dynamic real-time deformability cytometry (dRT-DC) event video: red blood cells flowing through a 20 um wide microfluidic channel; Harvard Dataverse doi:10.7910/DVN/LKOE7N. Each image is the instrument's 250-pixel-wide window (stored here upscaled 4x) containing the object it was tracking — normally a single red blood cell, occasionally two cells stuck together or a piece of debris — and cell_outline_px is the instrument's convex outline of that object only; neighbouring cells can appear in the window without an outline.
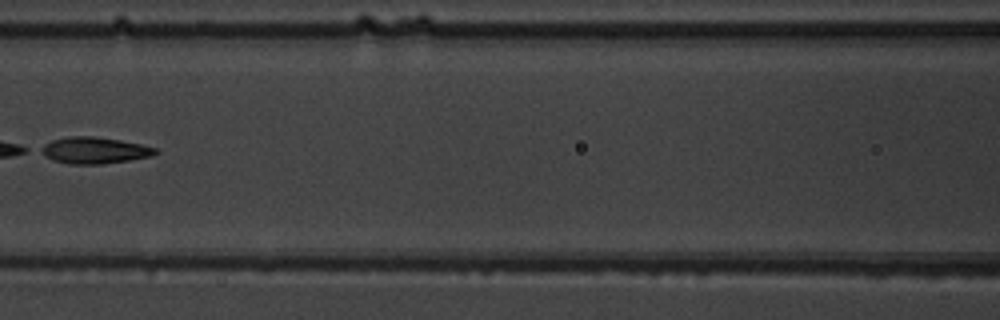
{"species": "common noctule bat (a hibernating species)", "species_latin": "Nyctalus noctula", "temperature_condition": "warm", "stored_images_in_passage": 7, "camera_frame_rate_fps": 3000, "um_per_image_px": 0.085, "animal": {"sex": "male", "body_mass_g": 19.5, "forearm_length_mm": 54.6}, "frame": {"image": 1, "passage_image": 6, "time_ms": 6.0, "image_size_px": [1000, 320], "cell_outline_px": [[160, 152], [152, 156], [128, 160], [100, 164], [68, 164], [52, 160], [36, 152], [36, 148], [52, 140], [68, 136], [92, 136], [120, 140], [140, 144], [156, 148]], "centroid_in_image_um": [7.94, 12.78], "position_along_channel_um": 158.7, "area_um2": 17.92}}
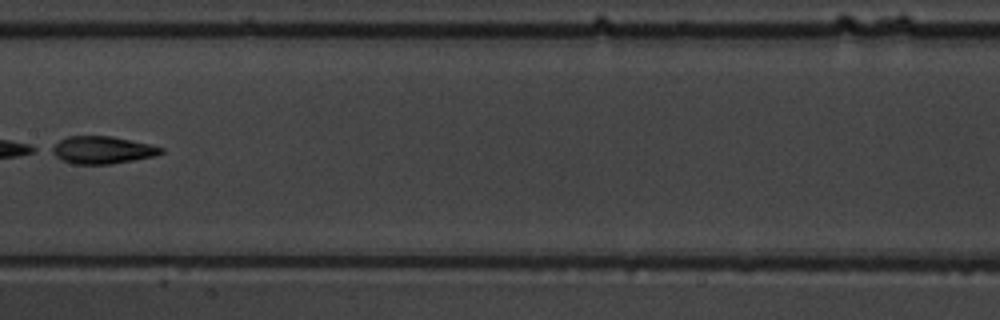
{"frame": {"image": 2, "passage_image": 7, "time_ms": 7.0, "image_size_px": [1000, 320], "cell_outline_px": [[164, 152], [156, 156], [112, 164], [72, 164], [48, 152], [48, 148], [60, 140], [68, 136], [112, 136], [148, 144], [164, 148]], "centroid_in_image_um": [8.66, 12.75], "position_along_channel_um": 198.7, "area_um2": 17.57}}